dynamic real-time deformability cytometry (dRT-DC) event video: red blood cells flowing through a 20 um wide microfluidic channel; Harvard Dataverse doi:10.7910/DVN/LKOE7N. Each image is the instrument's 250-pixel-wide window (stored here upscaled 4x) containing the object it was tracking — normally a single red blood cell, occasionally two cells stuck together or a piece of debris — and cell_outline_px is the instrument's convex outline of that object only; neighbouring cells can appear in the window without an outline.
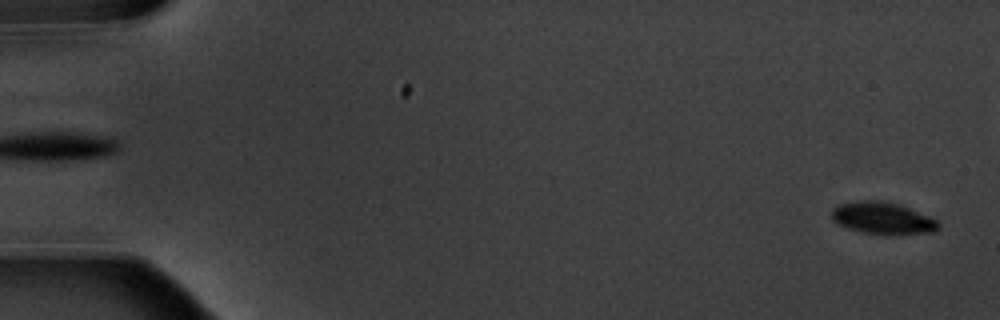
{"species": "common noctule bat (a hibernating species)", "species_latin": "Nyctalus noctula", "temperature_condition": "warm", "stored_images_in_passage": 4, "segment_of_instrument_passage": [2, 2], "camera_frame_rate_fps": 3000, "um_per_image_px": 0.085, "animal": {"sex": "male", "body_mass_g": 20.1, "forearm_length_mm": 53.5}, "frame": {"image": 1, "passage_image": 4, "time_ms": 3.333, "image_size_px": [1000, 320], "cell_outline_px": [[940, 228], [936, 232], [892, 236], [888, 236], [860, 232], [836, 224], [832, 220], [832, 208], [840, 204], [864, 200], [880, 200], [900, 204], [928, 216], [936, 220], [940, 224]], "centroid_in_image_um": [75.05, 18.58], "position_along_channel_um": 10.0, "area_um2": 20.4}}